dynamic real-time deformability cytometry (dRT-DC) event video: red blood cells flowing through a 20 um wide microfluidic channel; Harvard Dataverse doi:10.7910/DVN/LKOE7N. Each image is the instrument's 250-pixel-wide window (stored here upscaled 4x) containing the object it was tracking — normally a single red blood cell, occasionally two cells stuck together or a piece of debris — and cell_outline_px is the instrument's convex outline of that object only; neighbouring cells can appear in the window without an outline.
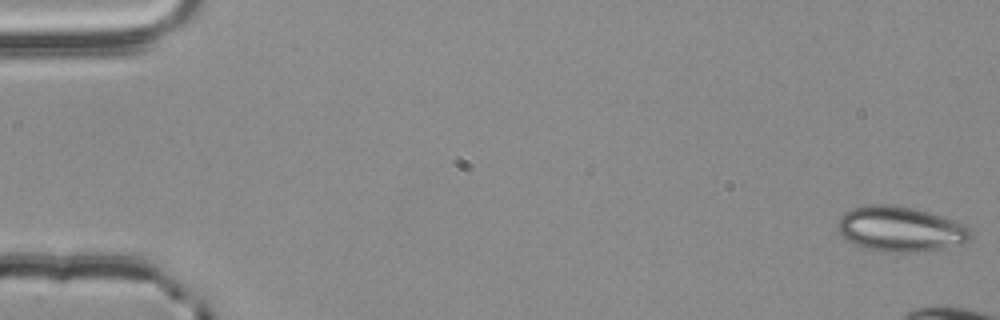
{"species": "common noctule bat (a hibernating species)", "species_latin": "Nyctalus noctula", "temperature_condition": "room temperature", "stored_images_in_passage": 11, "camera_frame_rate_fps": 3000, "um_per_image_px": 0.085, "animal": {"sex": "male", "body_mass_g": 20.4}, "frame": {"image": 1, "passage_image": 1, "time_ms": 0.0, "image_size_px": [1000, 320], "cell_outline_px": [[972, 236], [964, 244], [928, 252], [884, 252], [864, 248], [852, 244], [840, 232], [836, 224], [836, 220], [844, 212], [852, 208], [868, 204], [892, 204], [912, 208], [928, 212], [952, 220], [968, 228], [972, 232]], "centroid_in_image_um": [76.51, 19.48], "position_along_channel_um": 8.5, "area_um2": 35.32}}